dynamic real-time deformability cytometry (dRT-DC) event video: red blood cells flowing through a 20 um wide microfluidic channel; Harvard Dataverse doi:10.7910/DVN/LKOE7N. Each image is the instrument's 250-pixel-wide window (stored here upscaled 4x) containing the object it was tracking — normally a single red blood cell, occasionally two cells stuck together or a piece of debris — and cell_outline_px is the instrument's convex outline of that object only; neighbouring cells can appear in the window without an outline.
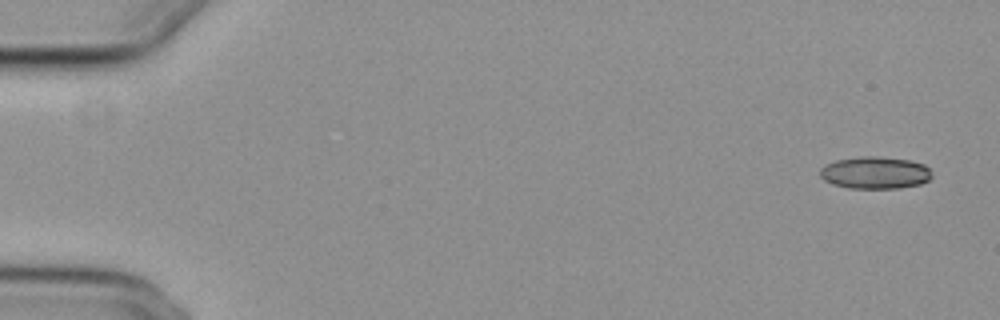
{"species": "common noctule bat (a hibernating species)", "species_latin": "Nyctalus noctula", "temperature_condition": "cold", "stored_images_in_passage": 54, "camera_frame_rate_fps": 3000, "um_per_image_px": 0.085, "animal": {"sex": "female", "body_mass_g": 29.2, "forearm_length_mm": 56.3}, "frame": {"image": 1, "passage_image": 1, "time_ms": 0.0, "image_size_px": [1000, 320], "cell_outline_px": [[932, 176], [928, 180], [920, 184], [900, 188], [848, 188], [832, 184], [824, 180], [820, 176], [820, 168], [836, 160], [860, 156], [876, 156], [908, 160], [924, 164], [932, 172]], "centroid_in_image_um": [74.38, 14.68], "position_along_channel_um": 10.6, "area_um2": 20.98}}
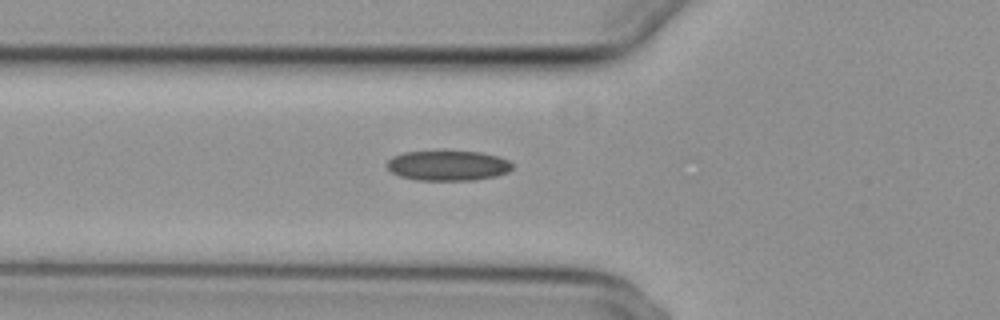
{"frame": {"image": 2, "passage_image": 19, "time_ms": 6.0, "image_size_px": [1000, 320], "cell_outline_px": [[512, 168], [508, 172], [496, 176], [476, 180], [416, 180], [400, 176], [392, 172], [388, 168], [388, 160], [392, 156], [404, 152], [480, 152], [496, 156], [508, 160], [512, 164]], "centroid_in_image_um": [38.08, 14.09], "position_along_channel_um": 87.7, "area_um2": 21.73}}
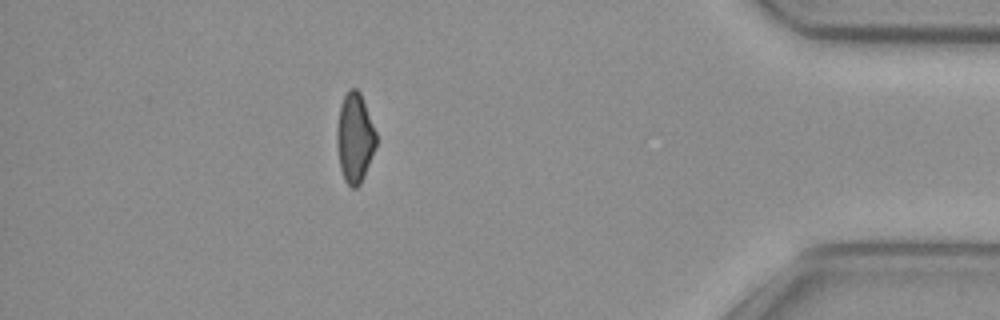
{"frame": {"image": 3, "passage_image": 48, "time_ms": 15.667, "image_size_px": [1000, 320], "cell_outline_px": [[376, 144], [364, 176], [360, 184], [356, 188], [352, 188], [344, 180], [340, 168], [336, 144], [336, 128], [340, 104], [348, 88], [356, 88], [360, 92], [376, 132]], "centroid_in_image_um": [30.13, 11.7], "position_along_channel_um": 405.1, "area_um2": 20.52}}